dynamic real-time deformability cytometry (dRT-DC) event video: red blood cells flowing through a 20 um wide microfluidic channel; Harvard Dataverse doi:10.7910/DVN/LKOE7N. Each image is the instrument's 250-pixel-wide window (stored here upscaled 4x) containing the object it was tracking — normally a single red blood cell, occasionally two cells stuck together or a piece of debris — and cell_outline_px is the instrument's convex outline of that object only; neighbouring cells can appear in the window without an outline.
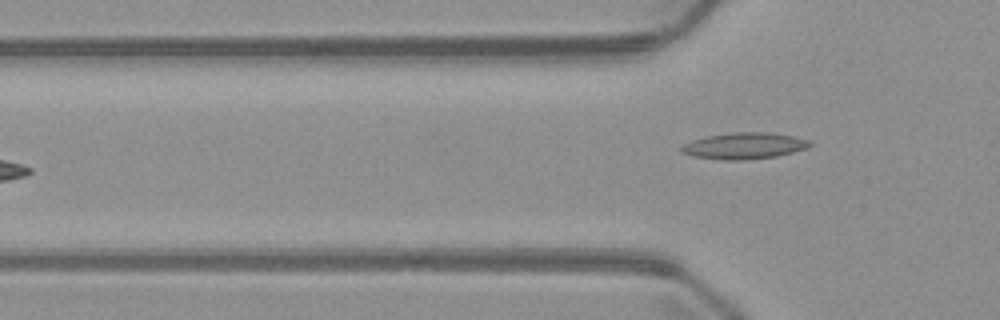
{"species": "common noctule bat (a hibernating species)", "species_latin": "Nyctalus noctula", "temperature_condition": "warm", "stored_images_in_passage": 6, "camera_frame_rate_fps": 3000, "um_per_image_px": 0.085, "animal": {"sex": "male", "body_mass_g": 23.1, "forearm_length_mm": 52.7}, "frame": {"image": 1, "passage_image": 6, "time_ms": 6.0, "image_size_px": [1000, 320], "cell_outline_px": [[812, 144], [808, 148], [776, 156], [748, 160], [720, 160], [692, 156], [680, 152], [680, 148], [684, 144], [692, 140], [708, 136], [732, 132], [764, 132], [792, 136], [808, 140]], "centroid_in_image_um": [63.22, 12.4], "position_along_channel_um": 62.6, "area_um2": 19.71}}